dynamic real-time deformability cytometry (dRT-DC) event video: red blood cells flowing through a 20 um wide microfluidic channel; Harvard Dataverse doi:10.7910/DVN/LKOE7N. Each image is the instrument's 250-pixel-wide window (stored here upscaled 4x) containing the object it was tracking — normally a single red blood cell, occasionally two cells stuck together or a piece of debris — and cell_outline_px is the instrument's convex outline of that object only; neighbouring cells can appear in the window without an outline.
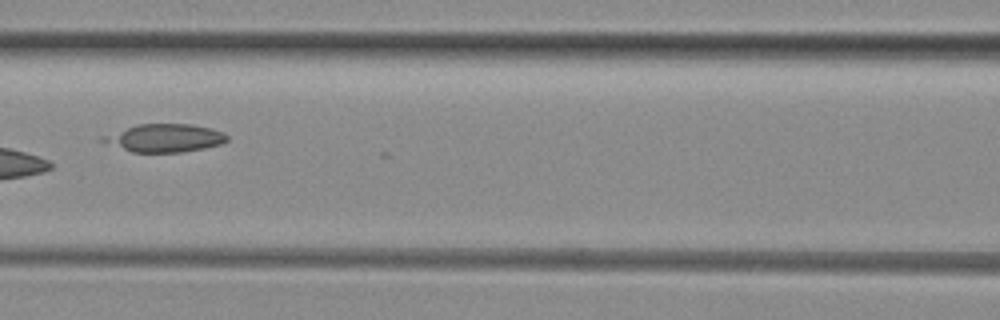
{"species": "common noctule bat (a hibernating species)", "species_latin": "Nyctalus noctula", "temperature_condition": "room temperature", "stored_images_in_passage": 7, "camera_frame_rate_fps": 3000, "um_per_image_px": 0.085, "animal": {"sex": "female", "body_mass_g": 29.2, "forearm_length_mm": 56.3}, "frame": {"image": 1, "passage_image": 5, "time_ms": 4.667, "image_size_px": [1000, 320], "cell_outline_px": [[228, 140], [220, 144], [204, 148], [180, 152], [132, 152], [96, 140], [96, 136], [136, 124], [192, 124], [212, 128], [224, 132], [228, 136]], "centroid_in_image_um": [13.9, 11.72], "position_along_channel_um": 152.7, "area_um2": 20.69}}
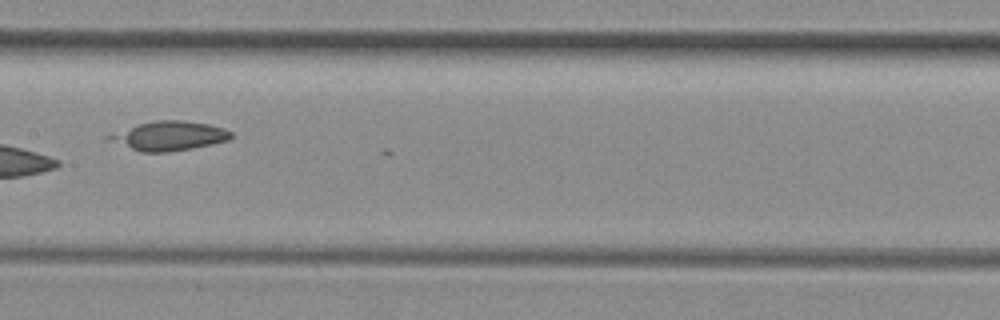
{"frame": {"image": 2, "passage_image": 6, "time_ms": 5.667, "image_size_px": [1000, 320], "cell_outline_px": [[232, 136], [228, 140], [212, 144], [192, 148], [168, 152], [140, 152], [108, 140], [104, 136], [140, 124], [156, 120], [184, 120], [208, 124], [224, 128], [232, 132]], "centroid_in_image_um": [14.39, 11.55], "position_along_channel_um": 193.0, "area_um2": 20.58}}